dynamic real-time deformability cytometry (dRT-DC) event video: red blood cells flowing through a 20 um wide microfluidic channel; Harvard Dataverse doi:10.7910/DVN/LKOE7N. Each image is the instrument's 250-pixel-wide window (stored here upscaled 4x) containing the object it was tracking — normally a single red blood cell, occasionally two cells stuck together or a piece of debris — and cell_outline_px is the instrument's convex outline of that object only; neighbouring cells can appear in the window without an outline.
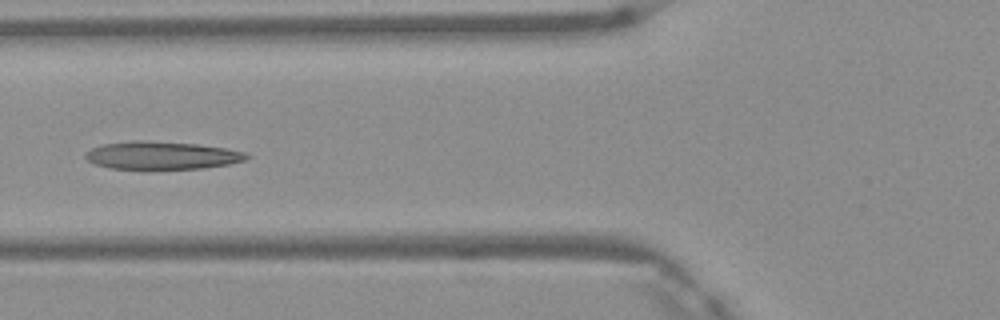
{"species": "Egyptian fruit bat (a non-hibernating species)", "species_latin": "Rousettus aegyptiacus", "temperature_condition": "warm", "stored_images_in_passage": 2, "camera_frame_rate_fps": 3000, "um_per_image_px": 0.085, "frame": {"image": 1, "passage_image": 2, "time_ms": 0.333, "image_size_px": [1000, 320], "cell_outline_px": [[252, 156], [244, 160], [228, 164], [204, 168], [108, 168], [96, 164], [88, 160], [84, 156], [92, 148], [104, 144], [132, 140], [200, 144], [224, 148], [244, 152]], "centroid_in_image_um": [13.77, 13.2], "position_along_channel_um": 112.0, "area_um2": 25.66}}